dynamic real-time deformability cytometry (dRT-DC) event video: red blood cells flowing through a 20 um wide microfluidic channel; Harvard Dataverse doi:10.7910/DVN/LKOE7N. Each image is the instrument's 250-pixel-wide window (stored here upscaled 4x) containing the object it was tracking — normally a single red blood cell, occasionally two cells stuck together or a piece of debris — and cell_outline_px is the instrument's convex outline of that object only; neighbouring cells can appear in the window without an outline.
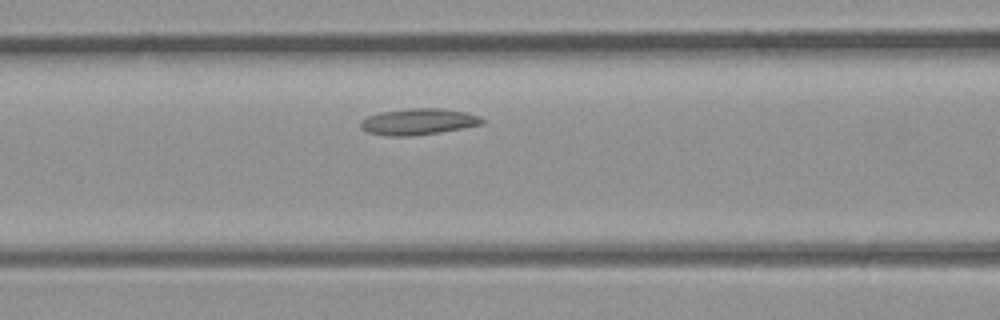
{"species": "common noctule bat (a hibernating species)", "species_latin": "Nyctalus noctula", "temperature_condition": "room temperature", "stored_images_in_passage": 4, "segment_of_instrument_passage": [1, 2], "camera_frame_rate_fps": 3000, "um_per_image_px": 0.085, "animal": {"sex": "male", "body_mass_g": 23.1, "forearm_length_mm": 52.7}, "frame": {"image": 1, "passage_image": 3, "time_ms": 0.667, "image_size_px": [1000, 320], "cell_outline_px": [[488, 120], [484, 124], [440, 132], [412, 136], [388, 136], [368, 132], [360, 128], [360, 120], [368, 116], [380, 112], [408, 108], [440, 108], [468, 112], [480, 116]], "centroid_in_image_um": [35.6, 10.33], "position_along_channel_um": 131.0, "area_um2": 18.9}}